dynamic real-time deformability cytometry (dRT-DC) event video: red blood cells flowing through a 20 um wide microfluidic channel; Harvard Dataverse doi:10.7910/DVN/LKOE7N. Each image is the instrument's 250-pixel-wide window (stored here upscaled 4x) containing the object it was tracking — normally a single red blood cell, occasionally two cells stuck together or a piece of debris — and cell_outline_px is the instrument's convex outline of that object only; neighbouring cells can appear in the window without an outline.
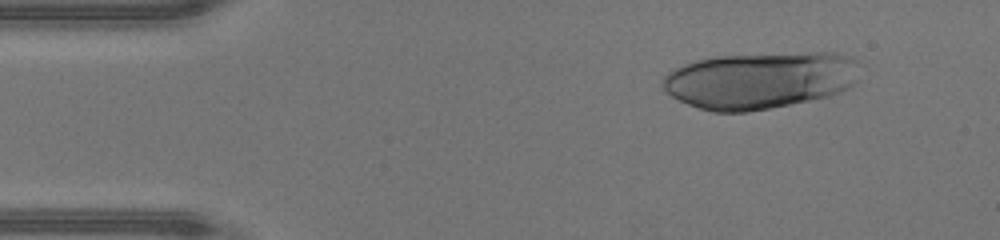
{"species": "human", "species_latin": "Homo sapiens", "temperature_condition": "warm", "stored_images_in_passage": 12, "camera_frame_rate_fps": 3000, "um_per_image_px": 0.085, "donor": {"sex": "male"}, "frame": {"image": 1, "passage_image": 1, "time_ms": 0.0, "image_size_px": [1000, 240], "cell_outline_px": [[856, 80], [848, 88], [840, 92], [828, 96], [748, 112], [712, 112], [688, 104], [672, 96], [664, 88], [660, 80], [672, 68], [696, 60], [716, 56], [808, 52], [836, 52], [852, 56], [856, 60]], "centroid_in_image_um": [64.57, 6.81], "position_along_channel_um": 20.4, "area_um2": 65.26}}